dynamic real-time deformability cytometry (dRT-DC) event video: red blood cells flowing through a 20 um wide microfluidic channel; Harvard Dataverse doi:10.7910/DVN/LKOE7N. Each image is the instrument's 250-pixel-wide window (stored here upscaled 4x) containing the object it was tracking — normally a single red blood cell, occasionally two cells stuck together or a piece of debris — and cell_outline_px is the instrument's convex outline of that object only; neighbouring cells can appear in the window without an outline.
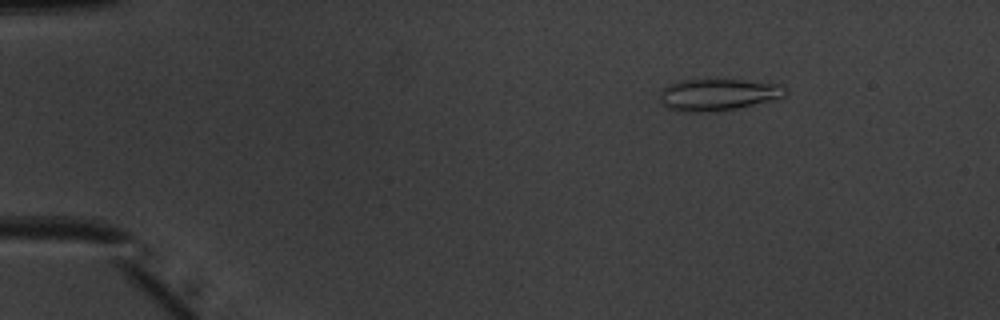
{"species": "common noctule bat (a hibernating species)", "species_latin": "Nyctalus noctula", "temperature_condition": "warm", "stored_images_in_passage": 46, "camera_frame_rate_fps": 3000, "um_per_image_px": 0.085, "animal": {"sex": "male", "body_mass_g": 20.1, "forearm_length_mm": 53.5}, "frame": {"image": 1, "passage_image": 3, "time_ms": 0.667, "image_size_px": [1000, 320], "cell_outline_px": [[788, 92], [784, 96], [736, 108], [708, 112], [684, 112], [668, 108], [660, 100], [660, 92], [668, 84], [680, 80], [740, 80], [780, 84], [788, 88]], "centroid_in_image_um": [61.01, 8.04], "position_along_channel_um": 24.0, "area_um2": 22.95}}
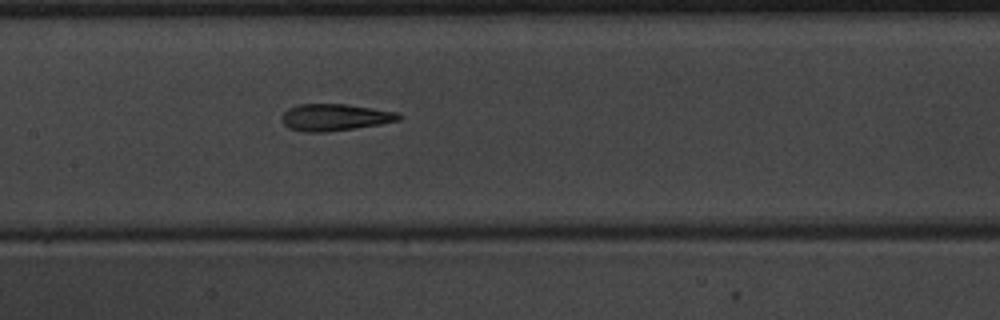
{"frame": {"image": 2, "passage_image": 21, "time_ms": 6.667, "image_size_px": [1000, 320], "cell_outline_px": [[404, 116], [400, 120], [380, 124], [324, 132], [304, 132], [288, 128], [280, 120], [280, 116], [288, 108], [300, 104], [348, 104], [396, 112]], "centroid_in_image_um": [28.43, 9.97], "position_along_channel_um": 179.0, "area_um2": 18.32}}
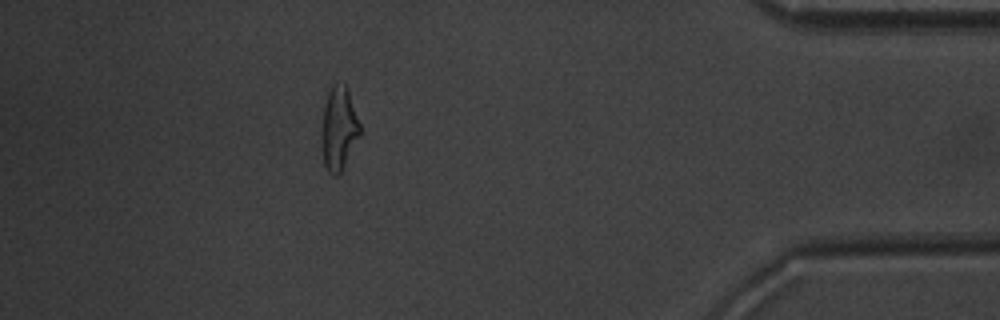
{"frame": {"image": 3, "passage_image": 41, "time_ms": 13.333, "image_size_px": [1000, 320], "cell_outline_px": [[360, 136], [340, 172], [336, 176], [332, 176], [328, 172], [324, 164], [320, 140], [320, 132], [324, 104], [328, 92], [332, 84], [336, 80], [344, 84], [348, 88], [360, 124]], "centroid_in_image_um": [28.77, 10.89], "position_along_channel_um": 406.4, "area_um2": 19.07}, "authors_computed_cell_mechanics": {"area_um2": 18.8139, "velocity_mm_per_s": 4.0321, "shape_relaxation_time_tau1_ms": 7.4137, "shape_relaxation_time_tau2_ms": 1.5533, "deformation_change_tau1": 0.2257, "deformation_change_tau2": 0.1061}}